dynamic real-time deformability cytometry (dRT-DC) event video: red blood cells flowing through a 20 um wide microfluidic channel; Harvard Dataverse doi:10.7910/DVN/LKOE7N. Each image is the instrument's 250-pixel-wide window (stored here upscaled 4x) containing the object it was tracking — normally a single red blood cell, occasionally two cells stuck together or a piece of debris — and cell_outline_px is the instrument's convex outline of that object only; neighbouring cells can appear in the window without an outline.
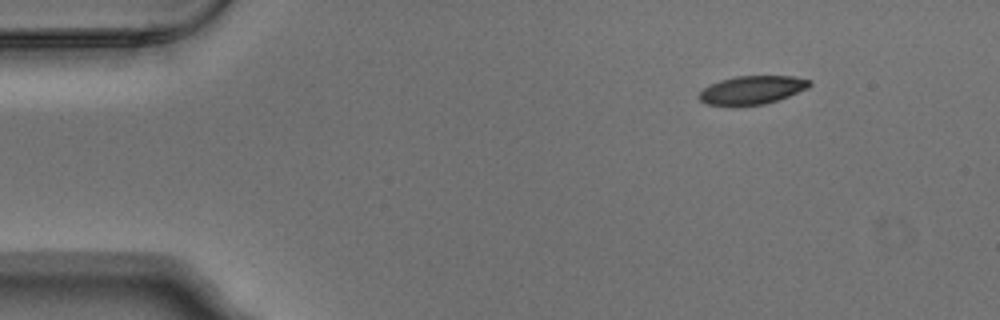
{"species": "Egyptian fruit bat (a non-hibernating species)", "species_latin": "Rousettus aegyptiacus", "temperature_condition": "warm", "stored_images_in_passage": 3, "camera_frame_rate_fps": 3000, "um_per_image_px": 0.085, "animal": {"sex": "male"}, "frame": {"image": 1, "passage_image": 1, "time_ms": 0.0, "image_size_px": [1000, 320], "cell_outline_px": [[812, 84], [808, 88], [788, 96], [764, 104], [704, 104], [696, 96], [704, 88], [720, 80], [736, 76], [792, 76], [812, 80]], "centroid_in_image_um": [63.95, 7.62], "position_along_channel_um": 21.1, "area_um2": 17.92}}